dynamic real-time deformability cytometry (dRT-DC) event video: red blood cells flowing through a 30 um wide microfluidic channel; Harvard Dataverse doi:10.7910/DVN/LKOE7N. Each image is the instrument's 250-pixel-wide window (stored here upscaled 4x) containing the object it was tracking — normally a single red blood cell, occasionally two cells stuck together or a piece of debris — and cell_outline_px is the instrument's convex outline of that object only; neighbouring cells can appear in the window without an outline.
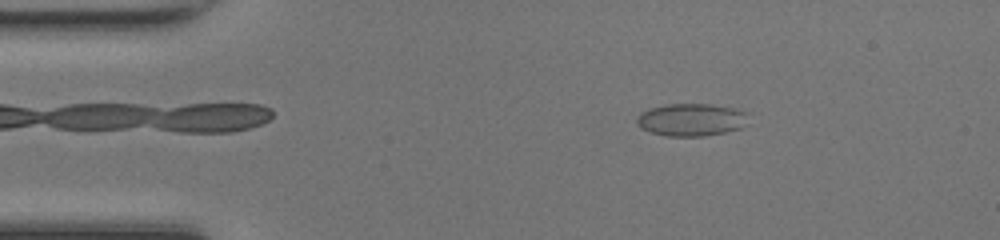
{"species": "common noctule bat (a hibernating species)", "species_latin": "Nyctalus noctula", "temperature_condition": "room temperature", "stored_images_in_passage": 47, "camera_frame_rate_fps": 3000, "um_per_image_px": 0.085, "animal": {"sex": "female", "body_mass_g": 17.0, "forearm_length_mm": 48.0}, "frame": {"image": 1, "passage_image": 7, "time_ms": 2.0, "image_size_px": [1000, 240], "cell_outline_px": [[748, 124], [740, 128], [724, 132], [704, 136], [664, 136], [648, 132], [640, 128], [636, 124], [636, 116], [640, 112], [648, 108], [664, 104], [708, 104], [736, 108], [748, 112]], "centroid_in_image_um": [58.73, 10.17], "position_along_channel_um": 26.3, "area_um2": 21.68}}
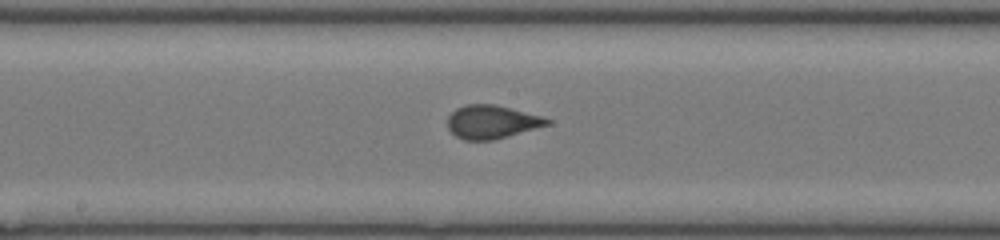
{"frame": {"image": 2, "passage_image": 24, "time_ms": 7.667, "image_size_px": [1000, 240], "cell_outline_px": [[552, 124], [508, 136], [492, 140], [464, 140], [456, 136], [448, 128], [448, 116], [456, 108], [464, 104], [496, 104], [544, 116], [552, 120]], "centroid_in_image_um": [41.84, 10.35], "position_along_channel_um": 206.4, "area_um2": 19.59}}
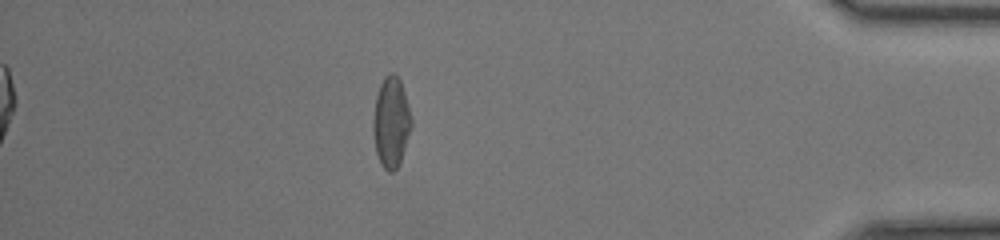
{"frame": {"image": 3, "passage_image": 41, "time_ms": 13.333, "image_size_px": [1000, 240], "cell_outline_px": [[412, 124], [400, 164], [392, 172], [388, 172], [380, 164], [376, 152], [372, 132], [372, 120], [376, 96], [380, 84], [384, 76], [388, 72], [392, 72], [400, 80], [404, 92], [412, 120]], "centroid_in_image_um": [33.22, 10.4], "position_along_channel_um": 402.0, "area_um2": 20.29}}